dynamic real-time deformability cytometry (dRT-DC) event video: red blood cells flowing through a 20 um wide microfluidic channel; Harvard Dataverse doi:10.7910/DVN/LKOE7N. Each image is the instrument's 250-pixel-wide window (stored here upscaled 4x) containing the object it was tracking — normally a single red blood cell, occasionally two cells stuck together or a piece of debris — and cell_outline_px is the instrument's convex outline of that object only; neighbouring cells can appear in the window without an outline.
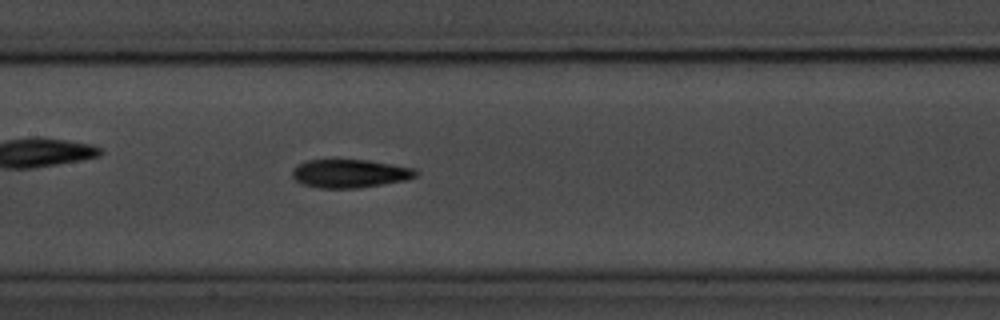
{"species": "common noctule bat (a hibernating species)", "species_latin": "Nyctalus noctula", "temperature_condition": "room temperature", "stored_images_in_passage": 52, "camera_frame_rate_fps": 3000, "um_per_image_px": 0.085, "animal": {"sex": "male", "body_mass_g": 20.1, "forearm_length_mm": 53.5}, "frame": {"image": 1, "passage_image": 23, "time_ms": 7.333, "image_size_px": [1000, 320], "cell_outline_px": [[420, 172], [416, 176], [404, 180], [384, 184], [356, 188], [320, 188], [300, 184], [292, 176], [292, 168], [304, 160], [368, 160], [416, 168]], "centroid_in_image_um": [29.72, 14.74], "position_along_channel_um": 177.7, "area_um2": 20.58}}
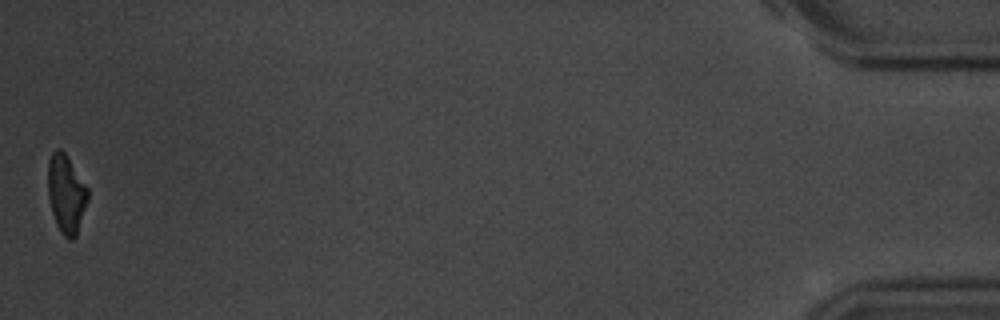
{"frame": {"image": 2, "passage_image": 52, "time_ms": 17.0, "image_size_px": [1000, 320], "cell_outline_px": [[88, 200], [76, 236], [72, 240], [68, 240], [60, 232], [56, 224], [52, 212], [48, 196], [48, 160], [52, 152], [56, 148], [60, 148], [64, 152], [88, 188]], "centroid_in_image_um": [5.62, 16.49], "position_along_channel_um": 429.6, "area_um2": 18.21}, "authors_computed_cell_mechanics": {"area_um2": 19.6231, "velocity_mm_per_s": 3.6062, "shape_relaxation_time_tau1_ms": 4.2241, "shape_relaxation_time_tau2_ms": 6.4253, "deformation_change_tau1": 0.1696, "deformation_change_tau2": 0.1526}}